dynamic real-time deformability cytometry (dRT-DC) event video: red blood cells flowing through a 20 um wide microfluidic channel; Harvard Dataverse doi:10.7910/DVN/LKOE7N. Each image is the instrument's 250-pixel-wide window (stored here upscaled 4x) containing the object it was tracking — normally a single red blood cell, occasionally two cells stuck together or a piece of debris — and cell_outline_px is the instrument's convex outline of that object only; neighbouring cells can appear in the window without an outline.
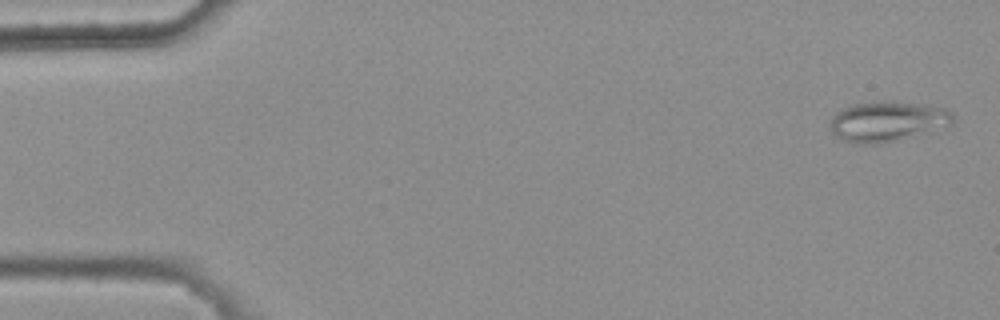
{"species": "common noctule bat (a hibernating species)", "species_latin": "Nyctalus noctula", "temperature_condition": "warm", "stored_images_in_passage": 4, "camera_frame_rate_fps": 3000, "um_per_image_px": 0.085, "animal": {"sex": "female", "body_mass_g": 25.1}, "frame": {"image": 1, "passage_image": 1, "time_ms": 0.0, "image_size_px": [1000, 320], "cell_outline_px": [[952, 124], [896, 140], [880, 144], [860, 144], [844, 140], [836, 136], [832, 132], [832, 116], [836, 112], [852, 104], [924, 104], [944, 108], [952, 112]], "centroid_in_image_um": [75.41, 10.36], "position_along_channel_um": 9.6, "area_um2": 27.34}}